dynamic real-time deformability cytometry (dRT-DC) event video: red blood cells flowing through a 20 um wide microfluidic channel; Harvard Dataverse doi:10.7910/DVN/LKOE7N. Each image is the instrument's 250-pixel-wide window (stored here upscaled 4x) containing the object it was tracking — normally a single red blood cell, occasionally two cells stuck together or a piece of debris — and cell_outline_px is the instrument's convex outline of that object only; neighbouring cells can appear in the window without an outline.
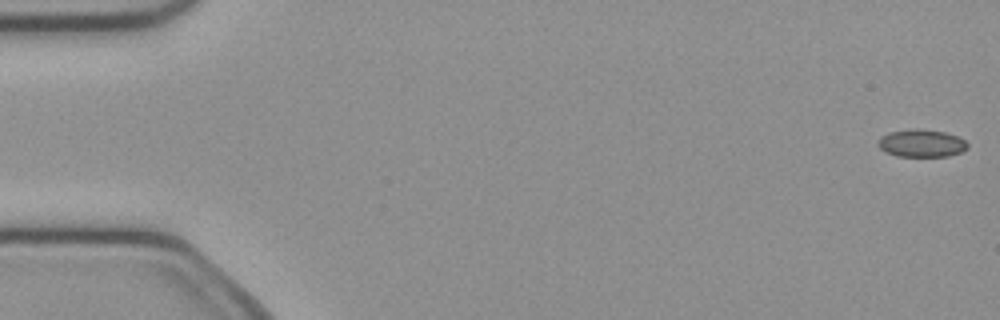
{"species": "common noctule bat (a hibernating species)", "species_latin": "Nyctalus noctula", "temperature_condition": "cold", "stored_images_in_passage": 8, "camera_frame_rate_fps": 3000, "um_per_image_px": 0.085, "animal": {"sex": "female", "body_mass_g": 21.9}, "frame": {"image": 1, "passage_image": 1, "time_ms": 0.0, "image_size_px": [1000, 320], "cell_outline_px": [[968, 148], [960, 152], [948, 156], [896, 156], [884, 152], [876, 144], [876, 140], [880, 136], [888, 132], [912, 128], [916, 128], [944, 132], [960, 136], [968, 144]], "centroid_in_image_um": [78.28, 12.16], "position_along_channel_um": 6.7, "area_um2": 14.68}}